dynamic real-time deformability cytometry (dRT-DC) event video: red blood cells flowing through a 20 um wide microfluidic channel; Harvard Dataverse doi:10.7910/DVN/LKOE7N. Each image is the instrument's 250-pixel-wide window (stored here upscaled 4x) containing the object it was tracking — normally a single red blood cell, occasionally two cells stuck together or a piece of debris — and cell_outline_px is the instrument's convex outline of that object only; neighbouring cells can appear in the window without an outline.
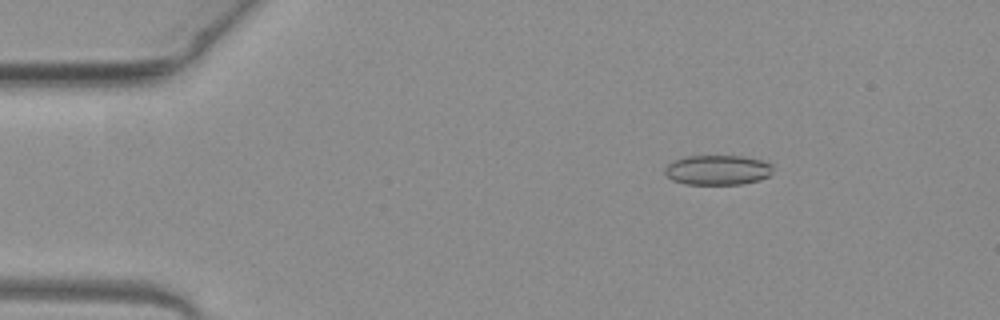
{"species": "common noctule bat (a hibernating species)", "species_latin": "Nyctalus noctula", "temperature_condition": "warm", "stored_images_in_passage": 46, "camera_frame_rate_fps": 3000, "um_per_image_px": 0.085, "animal": {"sex": "female", "body_mass_g": 19.3, "forearm_length_mm": 54.1}, "frame": {"image": 1, "passage_image": 3, "time_ms": 0.667, "image_size_px": [1000, 320], "cell_outline_px": [[772, 172], [768, 176], [760, 180], [740, 184], [688, 184], [672, 180], [664, 172], [664, 168], [672, 160], [684, 156], [740, 156], [764, 160], [772, 164]], "centroid_in_image_um": [60.99, 14.44], "position_along_channel_um": 24.0, "area_um2": 18.9}}
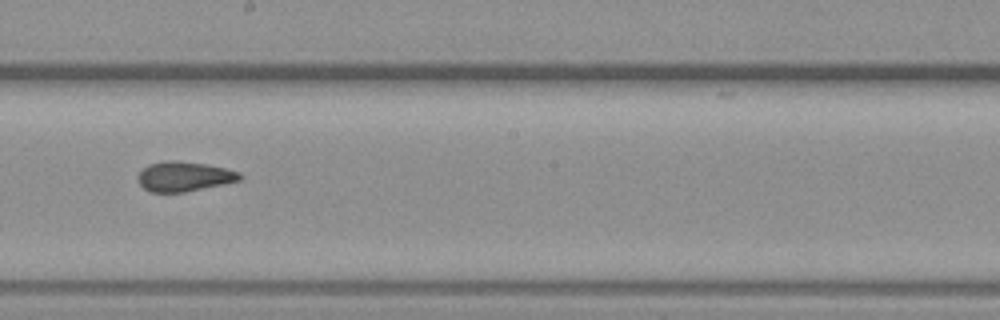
{"frame": {"image": 2, "passage_image": 24, "time_ms": 7.667, "image_size_px": [1000, 320], "cell_outline_px": [[244, 176], [240, 180], [184, 192], [152, 192], [144, 188], [140, 184], [136, 176], [148, 164], [164, 160], [172, 160], [208, 164], [240, 172]], "centroid_in_image_um": [15.64, 14.98], "position_along_channel_um": 232.6, "area_um2": 17.63}}
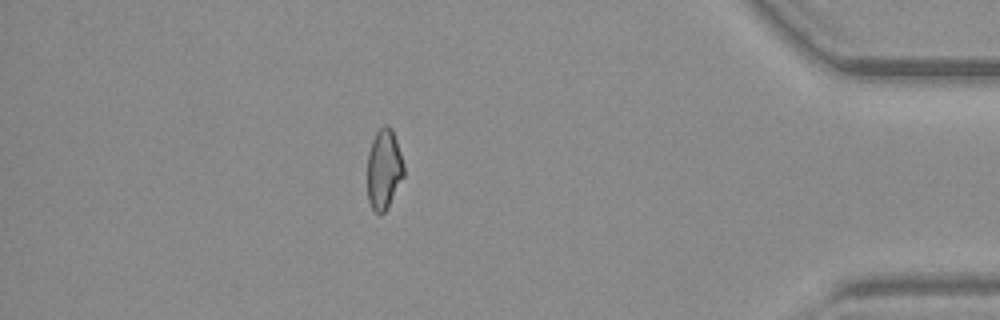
{"frame": {"image": 3, "passage_image": 40, "time_ms": 13.0, "image_size_px": [1000, 320], "cell_outline_px": [[404, 176], [384, 212], [380, 216], [372, 208], [368, 200], [368, 152], [372, 140], [376, 132], [384, 124], [388, 124], [392, 128], [404, 164]], "centroid_in_image_um": [32.63, 14.35], "position_along_channel_um": 402.6, "area_um2": 16.94}, "authors_computed_cell_mechanics": {"area_um2": 17.8891, "velocity_mm_per_s": 4.0407, "shape_relaxation_time_tau1_ms": null, "shape_relaxation_time_tau2_ms": 1.2992, "deformation_change_tau1": null, "deformation_change_tau2": 0.0724}}